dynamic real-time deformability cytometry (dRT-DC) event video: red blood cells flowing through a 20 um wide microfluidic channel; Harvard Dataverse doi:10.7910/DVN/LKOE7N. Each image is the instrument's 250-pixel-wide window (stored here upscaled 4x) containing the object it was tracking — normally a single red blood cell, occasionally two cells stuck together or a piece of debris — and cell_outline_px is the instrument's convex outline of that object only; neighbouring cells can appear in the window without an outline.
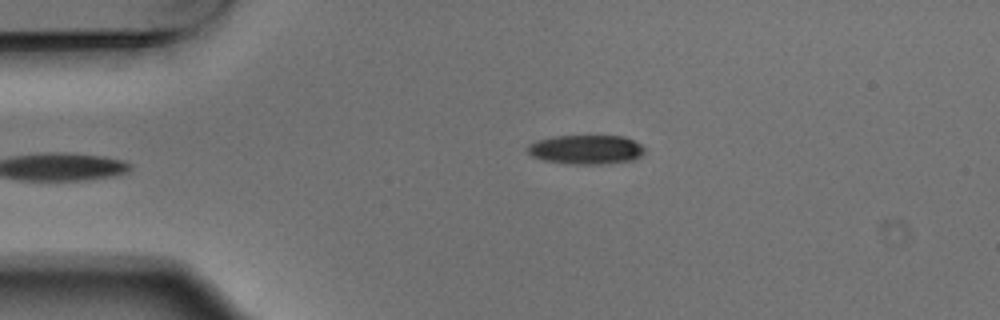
{"species": "Egyptian fruit bat (a non-hibernating species)", "species_latin": "Rousettus aegyptiacus", "temperature_condition": "warm", "stored_images_in_passage": 6, "camera_frame_rate_fps": 3000, "um_per_image_px": 0.085, "animal": {"sex": "male"}, "frame": {"image": 1, "passage_image": 6, "time_ms": 1.667, "image_size_px": [1000, 320], "cell_outline_px": [[644, 152], [640, 156], [632, 160], [600, 164], [572, 164], [544, 160], [532, 156], [528, 152], [528, 144], [536, 140], [552, 136], [624, 136], [640, 144], [644, 148]], "centroid_in_image_um": [49.79, 12.7], "position_along_channel_um": 35.2, "area_um2": 19.83}}